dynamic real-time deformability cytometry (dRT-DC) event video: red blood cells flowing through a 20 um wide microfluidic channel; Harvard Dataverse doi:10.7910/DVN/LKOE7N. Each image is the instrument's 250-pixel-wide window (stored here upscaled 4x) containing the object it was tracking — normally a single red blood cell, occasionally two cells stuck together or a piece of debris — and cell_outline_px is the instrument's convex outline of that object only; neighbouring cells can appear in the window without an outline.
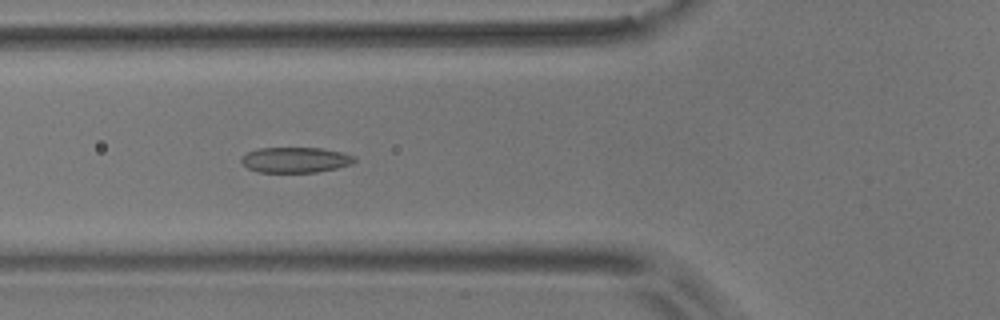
{"species": "common noctule bat (a hibernating species)", "species_latin": "Nyctalus noctula", "temperature_condition": "room temperature", "stored_images_in_passage": 54, "camera_frame_rate_fps": 3000, "um_per_image_px": 0.085, "animal": {"sex": "male", "body_mass_g": 17.9}, "frame": {"image": 1, "passage_image": 19, "time_ms": 6.0, "image_size_px": [1000, 320], "cell_outline_px": [[356, 160], [352, 164], [336, 168], [316, 172], [260, 172], [248, 168], [240, 160], [248, 152], [256, 148], [320, 148], [340, 152], [356, 156]], "centroid_in_image_um": [25.13, 13.59], "position_along_channel_um": 100.7, "area_um2": 16.65}}
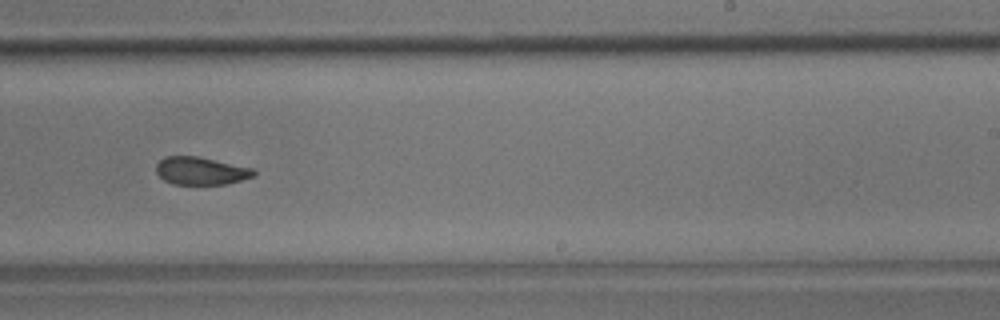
{"frame": {"image": 2, "passage_image": 33, "time_ms": 10.667, "image_size_px": [1000, 320], "cell_outline_px": [[256, 176], [228, 184], [172, 184], [164, 180], [156, 172], [156, 164], [164, 156], [196, 156], [252, 168], [256, 172]], "centroid_in_image_um": [17.07, 14.53], "position_along_channel_um": 271.9, "area_um2": 15.78}}
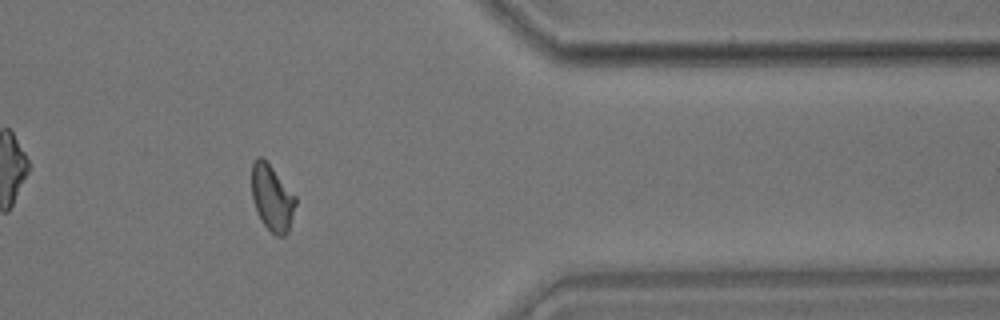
{"frame": {"image": 3, "passage_image": 44, "time_ms": 14.333, "image_size_px": [1000, 320], "cell_outline_px": [[296, 204], [288, 232], [284, 236], [276, 236], [260, 220], [252, 196], [252, 164], [256, 156], [260, 156], [272, 168], [296, 196]], "centroid_in_image_um": [23.13, 16.83], "position_along_channel_um": 388.3, "area_um2": 16.65}, "authors_computed_cell_mechanics": {"area_um2": 17.2533, "velocity_mm_per_s": 3.6646, "shape_relaxation_time_tau1_ms": 6.4848, "shape_relaxation_time_tau2_ms": 2.4234, "deformation_change_tau1": 0.1401, "deformation_change_tau2": 0.0662}}